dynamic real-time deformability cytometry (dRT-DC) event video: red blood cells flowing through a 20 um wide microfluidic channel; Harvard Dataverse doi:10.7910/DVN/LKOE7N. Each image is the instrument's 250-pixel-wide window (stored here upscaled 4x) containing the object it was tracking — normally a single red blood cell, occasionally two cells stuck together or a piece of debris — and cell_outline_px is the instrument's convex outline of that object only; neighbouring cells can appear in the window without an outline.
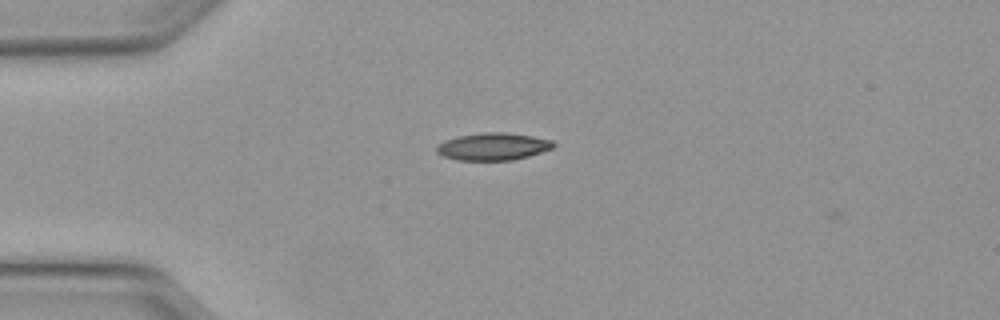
{"species": "Egyptian fruit bat (a non-hibernating species)", "species_latin": "Rousettus aegyptiacus", "temperature_condition": "warm", "stored_images_in_passage": 39, "camera_frame_rate_fps": 3000, "um_per_image_px": 0.085, "animal": {"sex": "female"}, "frame": {"image": 1, "passage_image": 2, "time_ms": 0.333, "image_size_px": [1000, 320], "cell_outline_px": [[556, 144], [552, 148], [528, 156], [512, 160], [456, 160], [444, 156], [436, 152], [436, 148], [444, 140], [460, 136], [484, 132], [504, 132], [532, 136], [552, 140]], "centroid_in_image_um": [41.91, 12.45], "position_along_channel_um": 43.1, "area_um2": 18.44}}
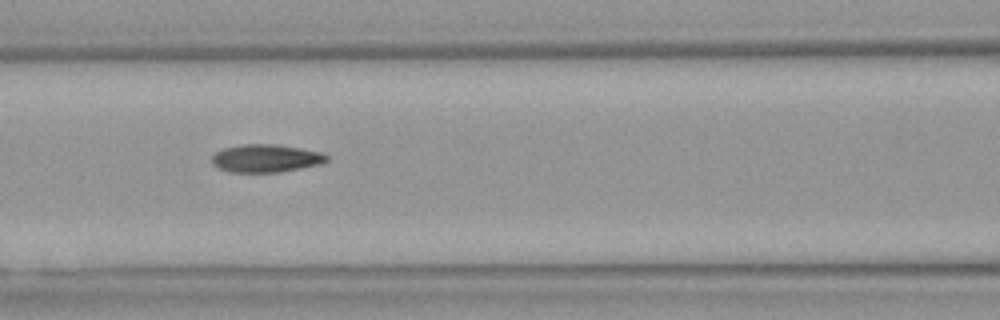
{"frame": {"image": 2, "passage_image": 11, "time_ms": 3.333, "image_size_px": [1000, 320], "cell_outline_px": [[328, 160], [320, 164], [280, 172], [228, 172], [212, 164], [212, 156], [216, 152], [224, 148], [244, 144], [276, 144], [300, 148], [320, 152], [328, 156]], "centroid_in_image_um": [22.59, 13.46], "position_along_channel_um": 144.0, "area_um2": 18.55}}
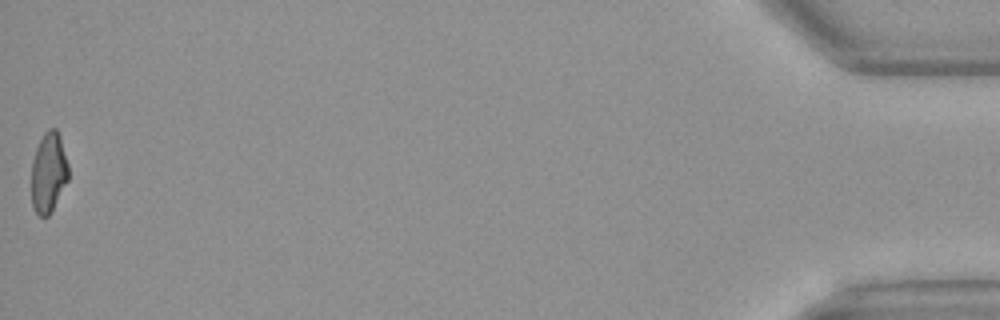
{"frame": {"image": 3, "passage_image": 39, "time_ms": 12.667, "image_size_px": [1000, 320], "cell_outline_px": [[68, 180], [52, 212], [48, 216], [40, 216], [32, 208], [32, 160], [36, 148], [44, 132], [48, 128], [56, 128], [60, 136], [68, 164]], "centroid_in_image_um": [4.13, 14.67], "position_along_channel_um": 431.1, "area_um2": 17.4}, "authors_computed_cell_mechanics": {"area_um2": 18.3226, "velocity_mm_per_s": 4.1461, "shape_relaxation_time_tau1_ms": 9.3614, "shape_relaxation_time_tau2_ms": 2.7225, "deformation_change_tau1": 0.2531, "deformation_change_tau2": 0.1023}}